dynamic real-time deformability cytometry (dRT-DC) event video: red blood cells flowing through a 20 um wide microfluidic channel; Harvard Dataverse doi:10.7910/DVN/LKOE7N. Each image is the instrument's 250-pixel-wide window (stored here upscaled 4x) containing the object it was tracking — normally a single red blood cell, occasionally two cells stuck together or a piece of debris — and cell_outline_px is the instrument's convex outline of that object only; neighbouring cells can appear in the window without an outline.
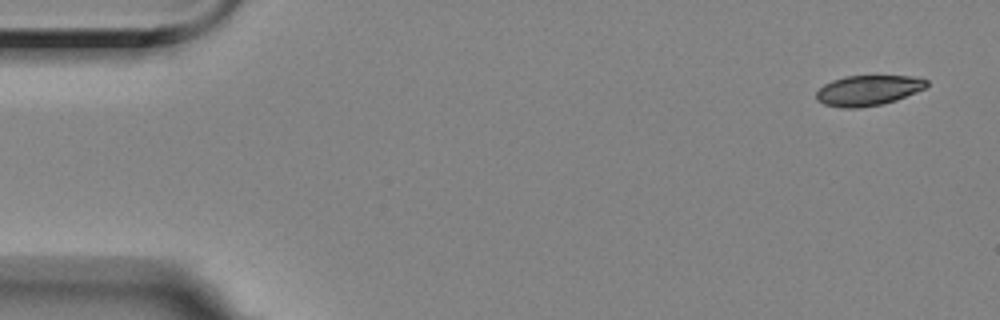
{"species": "Egyptian fruit bat (a non-hibernating species)", "species_latin": "Rousettus aegyptiacus", "temperature_condition": "room temperature", "stored_images_in_passage": 49, "camera_frame_rate_fps": 3000, "um_per_image_px": 0.085, "animal": {"sex": "female"}, "frame": {"image": 1, "passage_image": 1, "time_ms": 0.0, "image_size_px": [1000, 320], "cell_outline_px": [[928, 84], [924, 88], [896, 100], [884, 104], [860, 108], [840, 108], [824, 104], [816, 100], [816, 92], [824, 84], [832, 80], [844, 76], [912, 76], [928, 80]], "centroid_in_image_um": [73.75, 7.69], "position_along_channel_um": 11.2, "area_um2": 19.54}}
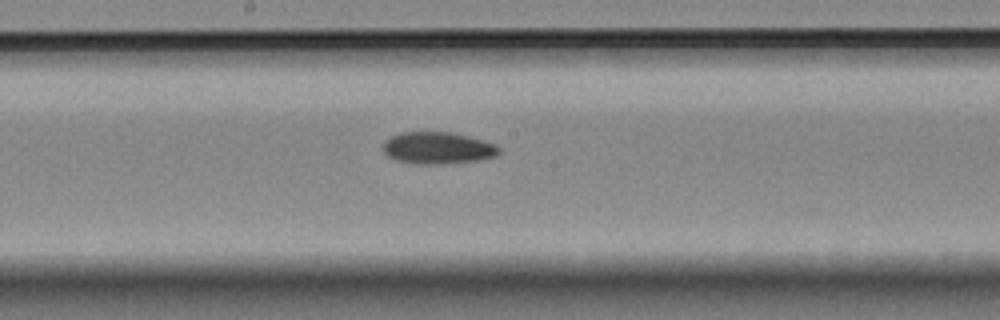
{"frame": {"image": 2, "passage_image": 28, "time_ms": 9.0, "image_size_px": [1000, 320], "cell_outline_px": [[500, 152], [496, 156], [476, 160], [436, 164], [416, 164], [396, 160], [388, 156], [384, 152], [384, 140], [400, 132], [448, 132], [484, 140], [496, 144], [500, 148]], "centroid_in_image_um": [37.2, 12.57], "position_along_channel_um": 211.0, "area_um2": 21.39}}
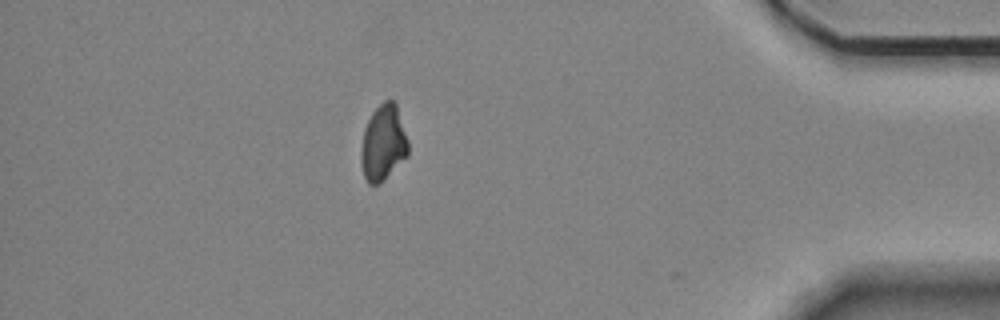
{"frame": {"image": 3, "passage_image": 48, "time_ms": 15.667, "image_size_px": [1000, 320], "cell_outline_px": [[408, 156], [380, 184], [368, 184], [364, 176], [360, 156], [364, 128], [372, 112], [384, 100], [392, 100], [396, 104], [408, 140]], "centroid_in_image_um": [32.58, 12.17], "position_along_channel_um": 402.6, "area_um2": 20.81}}